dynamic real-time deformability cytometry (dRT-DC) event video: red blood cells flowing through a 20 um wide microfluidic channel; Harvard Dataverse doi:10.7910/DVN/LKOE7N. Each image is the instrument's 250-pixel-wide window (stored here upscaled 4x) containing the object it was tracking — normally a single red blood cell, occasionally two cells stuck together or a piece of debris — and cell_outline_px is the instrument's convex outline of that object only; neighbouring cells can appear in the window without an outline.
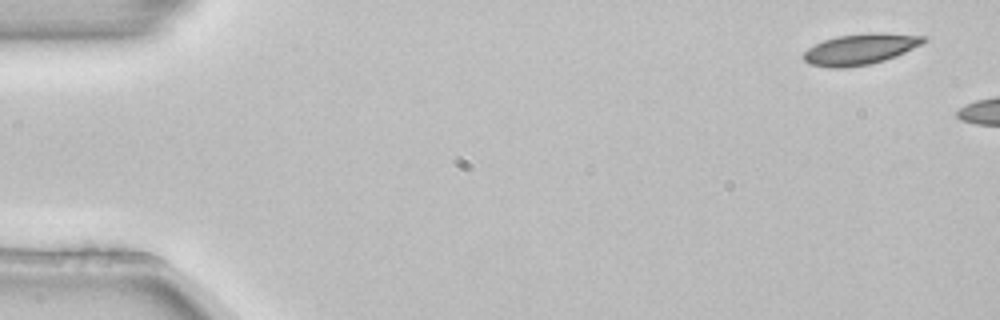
{"species": "common noctule bat (a hibernating species)", "species_latin": "Nyctalus noctula", "temperature_condition": "room temperature", "stored_images_in_passage": 3, "camera_frame_rate_fps": 3000, "um_per_image_px": 0.085, "animal": {"sex": "female", "body_mass_g": 22.7, "forearm_length_mm": 54.2}, "frame": {"image": 1, "passage_image": 1, "time_ms": 0.0, "image_size_px": [1000, 320], "cell_outline_px": [[928, 40], [896, 56], [884, 60], [868, 64], [844, 68], [828, 68], [808, 64], [804, 60], [804, 52], [808, 48], [824, 40], [836, 36], [868, 32], [880, 32], [924, 36]], "centroid_in_image_um": [73.09, 4.17], "position_along_channel_um": 11.9, "area_um2": 21.56}}